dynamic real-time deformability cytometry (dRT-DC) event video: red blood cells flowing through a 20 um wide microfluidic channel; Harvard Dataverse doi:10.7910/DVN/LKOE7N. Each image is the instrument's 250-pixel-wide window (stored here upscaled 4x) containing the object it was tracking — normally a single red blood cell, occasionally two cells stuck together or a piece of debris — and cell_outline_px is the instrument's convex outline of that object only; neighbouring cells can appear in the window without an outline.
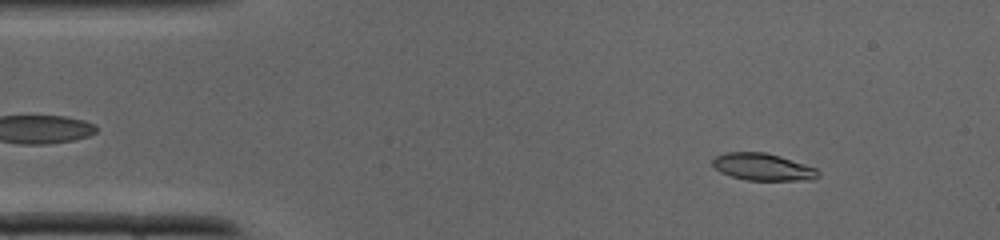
{"species": "common noctule bat (a hibernating species)", "species_latin": "Nyctalus noctula", "temperature_condition": "cold", "stored_images_in_passage": 37, "camera_frame_rate_fps": 3000, "um_per_image_px": 0.085, "animal": {"sex": "male", "body_mass_g": 19.0, "forearm_length_mm": 50.8}, "frame": {"image": 1, "passage_image": 4, "time_ms": 1.0, "image_size_px": [1000, 240], "cell_outline_px": [[820, 176], [812, 180], [748, 180], [732, 176], [720, 172], [712, 164], [712, 160], [716, 156], [724, 152], [764, 152], [780, 156], [816, 168], [820, 172]], "centroid_in_image_um": [64.85, 14.19], "position_along_channel_um": 20.1, "area_um2": 16.65}}
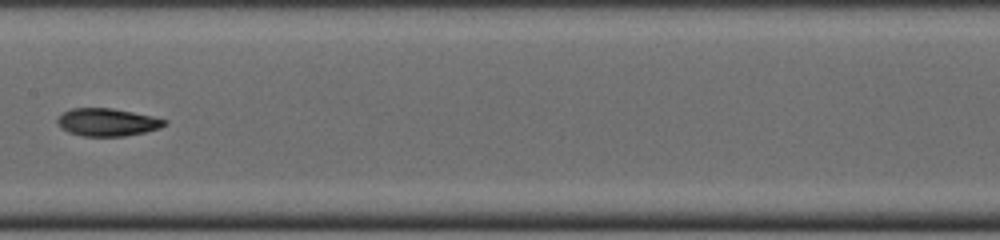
{"frame": {"image": 2, "passage_image": 18, "time_ms": 5.667, "image_size_px": [1000, 240], "cell_outline_px": [[168, 124], [160, 128], [144, 132], [124, 136], [84, 136], [68, 132], [56, 120], [64, 112], [72, 108], [112, 108], [152, 116], [168, 120]], "centroid_in_image_um": [9.17, 10.38], "position_along_channel_um": 198.2, "area_um2": 17.11}}
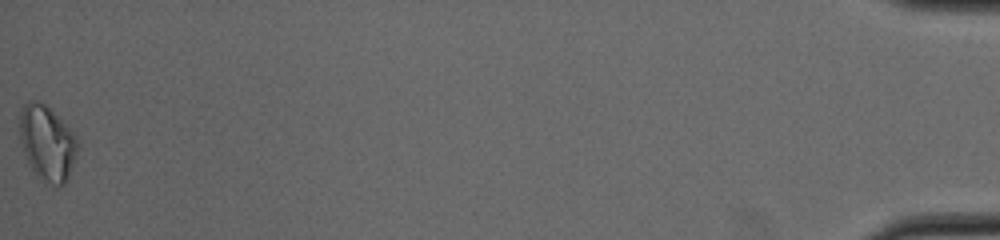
{"frame": {"image": 3, "passage_image": 37, "time_ms": 12.0, "image_size_px": [1000, 240], "cell_outline_px": [[80, 144], [68, 176], [64, 184], [56, 188], [40, 180], [36, 176], [28, 164], [20, 140], [20, 112], [24, 104], [28, 100], [40, 100], [76, 136]], "centroid_in_image_um": [3.99, 12.2], "position_along_channel_um": 431.2, "area_um2": 25.37}}